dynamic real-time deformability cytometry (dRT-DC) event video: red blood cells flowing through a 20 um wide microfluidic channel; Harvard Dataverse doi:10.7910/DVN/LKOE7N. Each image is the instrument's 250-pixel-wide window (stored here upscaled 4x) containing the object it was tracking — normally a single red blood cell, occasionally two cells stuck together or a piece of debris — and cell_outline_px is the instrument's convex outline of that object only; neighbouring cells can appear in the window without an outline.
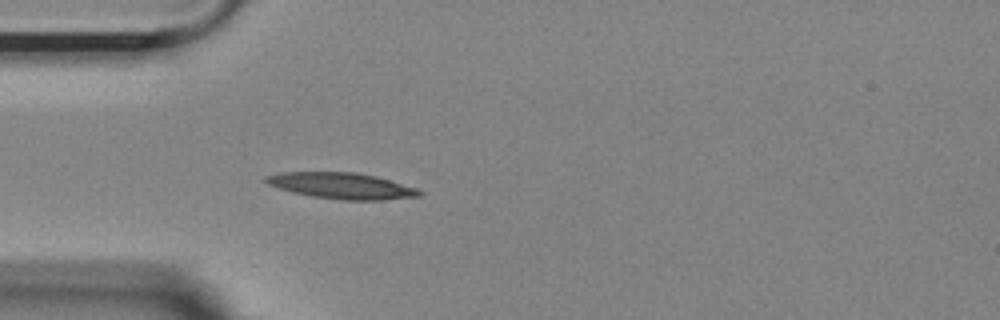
{"species": "Egyptian fruit bat (a non-hibernating species)", "species_latin": "Rousettus aegyptiacus", "temperature_condition": "room temperature", "stored_images_in_passage": 6, "camera_frame_rate_fps": 3000, "um_per_image_px": 0.085, "animal": {"sex": "female"}, "frame": {"image": 1, "passage_image": 1, "time_ms": 0.0, "image_size_px": [1000, 320], "cell_outline_px": [[424, 192], [420, 196], [384, 200], [340, 200], [312, 196], [292, 192], [276, 188], [268, 184], [264, 180], [264, 176], [284, 172], [356, 172], [376, 176], [416, 188]], "centroid_in_image_um": [29.03, 15.79], "position_along_channel_um": 56.0, "area_um2": 23.41}}
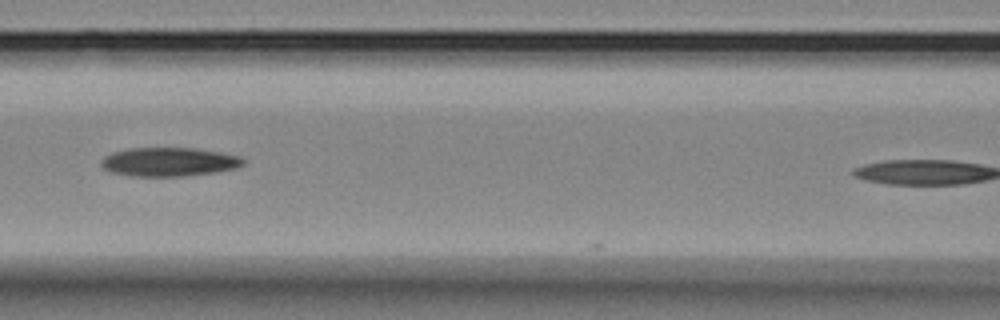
{"frame": {"image": 2, "passage_image": 4, "time_ms": 1.0, "image_size_px": [1000, 320], "cell_outline_px": [[244, 164], [236, 168], [188, 176], [132, 176], [112, 172], [104, 168], [100, 164], [100, 160], [104, 156], [112, 152], [128, 148], [196, 148], [220, 152], [240, 156], [244, 160]], "centroid_in_image_um": [14.34, 13.75], "position_along_channel_um": 152.3, "area_um2": 23.87}}